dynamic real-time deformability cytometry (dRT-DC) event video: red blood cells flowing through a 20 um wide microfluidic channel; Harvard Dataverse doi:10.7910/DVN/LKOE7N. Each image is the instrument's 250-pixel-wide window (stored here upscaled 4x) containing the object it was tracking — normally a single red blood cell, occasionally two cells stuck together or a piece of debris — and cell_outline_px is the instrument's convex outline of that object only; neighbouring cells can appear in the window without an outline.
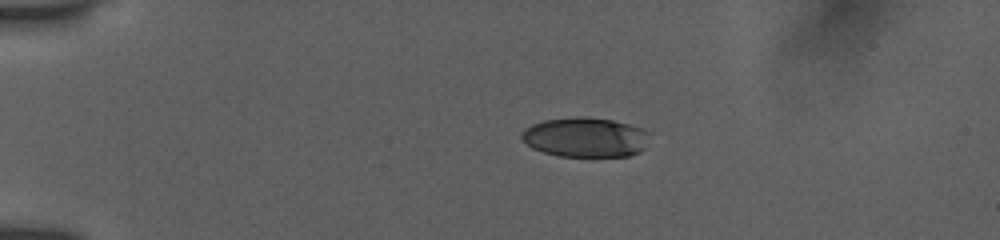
{"species": "human", "species_latin": "Homo sapiens", "temperature_condition": "room temperature", "stored_images_in_passage": 43, "camera_frame_rate_fps": 3000, "um_per_image_px": 0.085, "donor": {"sex": "female"}, "frame": {"image": 1, "passage_image": 1, "time_ms": 0.0, "image_size_px": [1000, 240], "cell_outline_px": [[652, 132], [644, 148], [640, 152], [628, 156], [560, 156], [544, 152], [532, 148], [520, 136], [520, 132], [524, 128], [532, 124], [544, 120], [612, 120], [628, 124]], "centroid_in_image_um": [49.79, 11.72], "position_along_channel_um": 35.2, "area_um2": 28.67}}
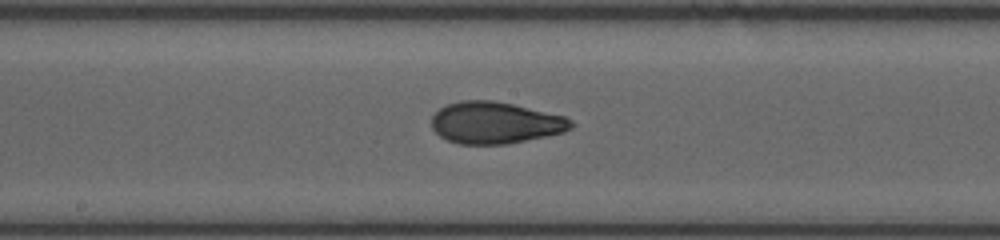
{"frame": {"image": 2, "passage_image": 19, "time_ms": 6.0, "image_size_px": [1000, 240], "cell_outline_px": [[576, 124], [572, 128], [564, 132], [508, 144], [460, 144], [448, 140], [440, 136], [432, 128], [432, 116], [440, 108], [448, 104], [460, 100], [492, 100], [512, 104], [564, 116], [572, 120]], "centroid_in_image_um": [42.11, 10.43], "position_along_channel_um": 206.1, "area_um2": 33.87}}
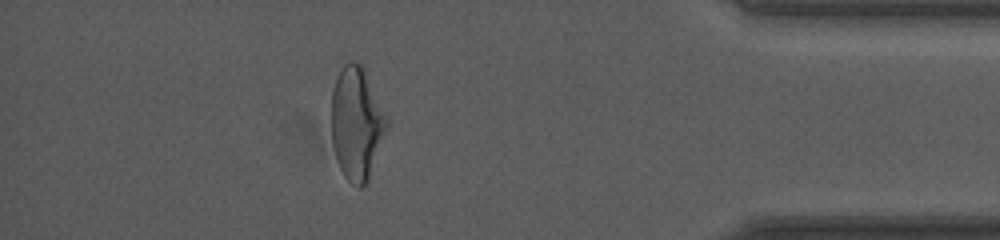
{"frame": {"image": 3, "passage_image": 37, "time_ms": 12.0, "image_size_px": [1000, 240], "cell_outline_px": [[388, 124], [368, 180], [360, 188], [356, 188], [344, 176], [340, 168], [332, 144], [332, 88], [336, 76], [344, 64], [348, 60], [356, 60], [364, 64], [388, 116]], "centroid_in_image_um": [30.32, 10.39], "position_along_channel_um": 404.9, "area_um2": 36.93}, "authors_computed_cell_mechanics": {"area_um2": 33.7552, "velocity_mm_per_s": 3.8838, "shape_relaxation_time_tau1_ms": 5.9555, "shape_relaxation_time_tau2_ms": 1.3228, "deformation_change_tau1": 0.1893, "deformation_change_tau2": 0.0757}}